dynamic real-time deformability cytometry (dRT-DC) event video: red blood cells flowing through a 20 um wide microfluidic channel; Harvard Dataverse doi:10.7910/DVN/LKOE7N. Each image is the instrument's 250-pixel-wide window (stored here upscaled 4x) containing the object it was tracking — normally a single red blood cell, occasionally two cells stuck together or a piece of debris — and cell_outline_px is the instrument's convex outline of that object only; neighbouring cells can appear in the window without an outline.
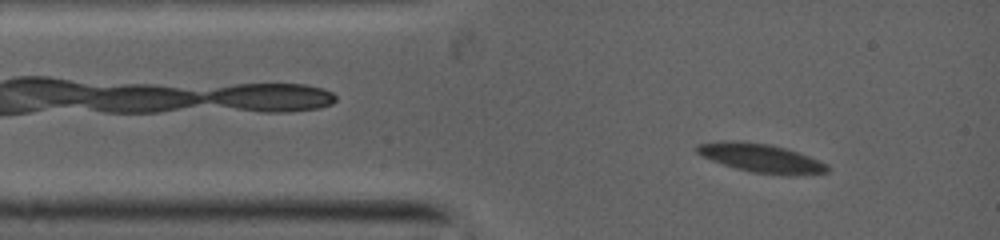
{"species": "common noctule bat (a hibernating species)", "species_latin": "Nyctalus noctula", "temperature_condition": "warm", "stored_images_in_passage": 50, "camera_frame_rate_fps": 5000, "um_per_image_px": 0.085, "animal": {"sex": "female", "body_mass_g": 19.0, "forearm_length_mm": 53.3}, "frame": {"image": 1, "passage_image": 5, "time_ms": 1.0, "image_size_px": [1000, 240], "cell_outline_px": [[828, 172], [792, 176], [780, 176], [752, 172], [736, 168], [712, 160], [696, 152], [696, 148], [700, 144], [764, 144], [784, 148], [808, 156], [828, 164]], "centroid_in_image_um": [64.85, 13.53], "position_along_channel_um": 20.1, "area_um2": 20.46}}
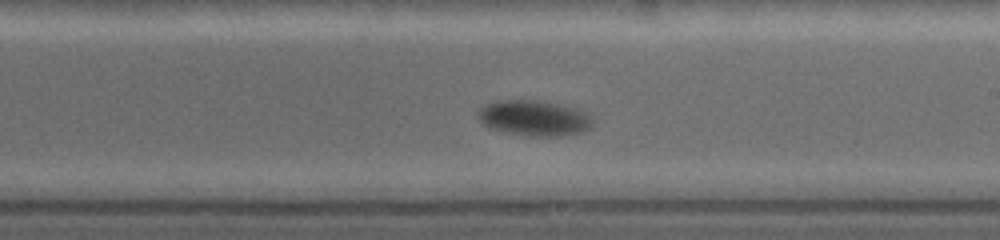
{"frame": {"image": 2, "passage_image": 27, "time_ms": 7.0, "image_size_px": [1000, 240], "cell_outline_px": [[592, 124], [588, 128], [580, 132], [564, 136], [524, 136], [488, 128], [480, 120], [480, 112], [488, 104], [500, 100], [524, 100], [548, 104], [580, 112]], "centroid_in_image_um": [45.28, 10.09], "position_along_channel_um": 243.7, "area_um2": 22.14}}
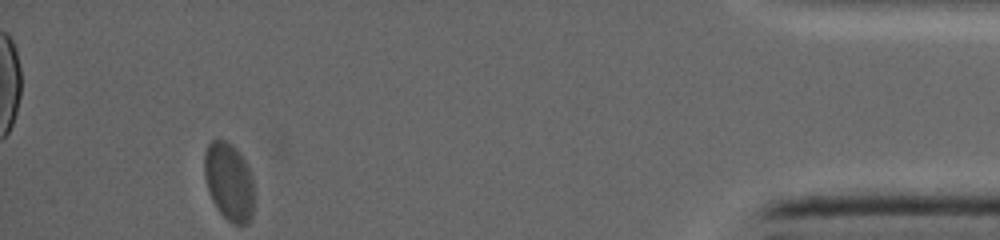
{"frame": {"image": 3, "passage_image": 50, "time_ms": 13.0, "image_size_px": [1000, 240], "cell_outline_px": [[252, 216], [248, 224], [232, 224], [216, 208], [212, 200], [208, 188], [204, 172], [204, 152], [208, 144], [212, 140], [224, 140], [244, 160], [248, 168], [252, 180]], "centroid_in_image_um": [19.43, 15.48], "position_along_channel_um": 415.8, "area_um2": 21.96}}